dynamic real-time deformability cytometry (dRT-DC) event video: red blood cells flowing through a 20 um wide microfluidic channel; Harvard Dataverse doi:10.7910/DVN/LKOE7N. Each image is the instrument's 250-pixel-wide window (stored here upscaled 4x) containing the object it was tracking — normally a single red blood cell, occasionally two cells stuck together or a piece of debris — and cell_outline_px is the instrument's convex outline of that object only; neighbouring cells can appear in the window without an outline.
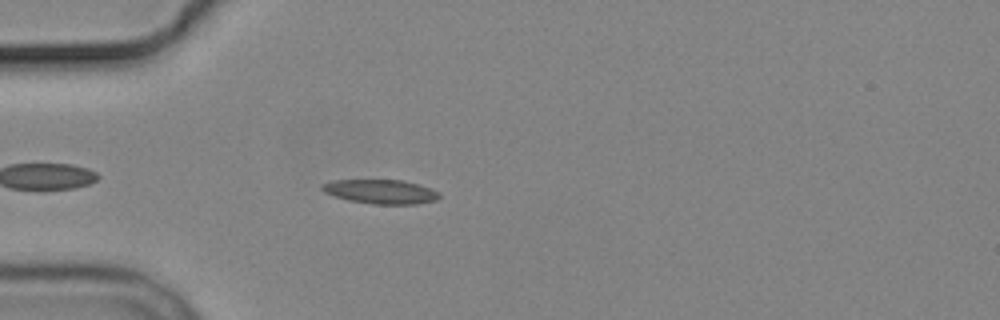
{"species": "common noctule bat (a hibernating species)", "species_latin": "Nyctalus noctula", "temperature_condition": "cold", "stored_images_in_passage": 5, "camera_frame_rate_fps": 3000, "um_per_image_px": 0.085, "animal": {"sex": "male", "body_mass_g": 19.2, "forearm_length_mm": 51.8}, "frame": {"image": 1, "passage_image": 4, "time_ms": 4.667, "image_size_px": [1000, 320], "cell_outline_px": [[440, 196], [436, 200], [416, 204], [372, 204], [348, 200], [324, 192], [320, 188], [320, 184], [332, 180], [400, 180], [432, 188], [440, 192]], "centroid_in_image_um": [32.35, 16.29], "position_along_channel_um": 52.6, "area_um2": 16.53}}